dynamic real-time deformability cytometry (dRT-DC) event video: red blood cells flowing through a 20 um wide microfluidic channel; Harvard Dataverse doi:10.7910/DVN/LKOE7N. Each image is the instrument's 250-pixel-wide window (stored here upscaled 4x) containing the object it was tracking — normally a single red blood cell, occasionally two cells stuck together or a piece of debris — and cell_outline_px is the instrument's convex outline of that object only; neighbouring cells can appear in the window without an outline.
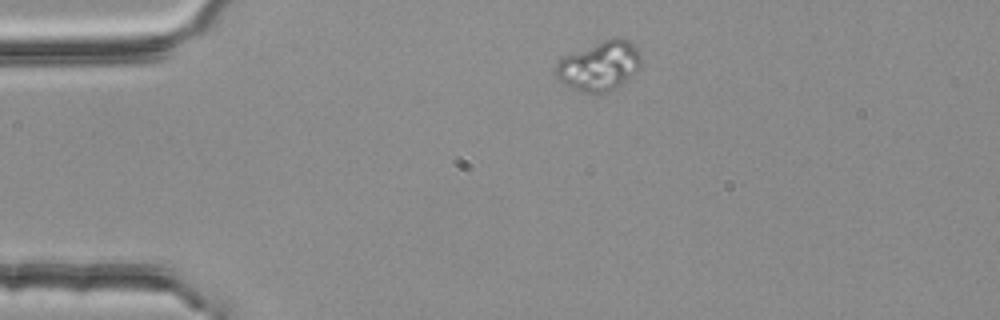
{"species": "common noctule bat (a hibernating species)", "species_latin": "Nyctalus noctula", "temperature_condition": "room temperature", "stored_images_in_passage": 1, "camera_frame_rate_fps": 3000, "um_per_image_px": 0.085, "animal": {"sex": "female", "body_mass_g": 25.1}, "frame": {"image": 1, "passage_image": 1, "time_ms": 0.0, "image_size_px": [1000, 320], "cell_outline_px": [[640, 68], [632, 76], [608, 92], [580, 92], [564, 84], [556, 76], [556, 64], [564, 56], [612, 36], [620, 36], [628, 40], [640, 52]], "centroid_in_image_um": [50.97, 5.58], "position_along_channel_um": 34.0, "area_um2": 24.45}}